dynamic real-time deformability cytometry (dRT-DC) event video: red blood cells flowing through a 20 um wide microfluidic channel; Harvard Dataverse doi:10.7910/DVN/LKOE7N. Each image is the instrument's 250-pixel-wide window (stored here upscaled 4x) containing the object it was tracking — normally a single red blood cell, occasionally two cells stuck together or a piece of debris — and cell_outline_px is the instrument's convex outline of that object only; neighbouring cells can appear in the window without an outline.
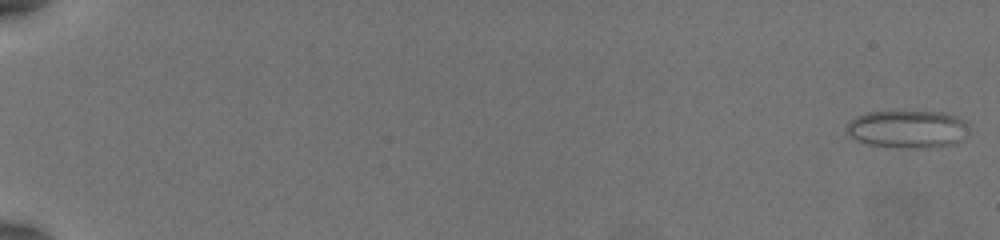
{"species": "common noctule bat (a hibernating species)", "species_latin": "Nyctalus noctula", "temperature_condition": "warm", "stored_images_in_passage": 56, "camera_frame_rate_fps": 3000, "um_per_image_px": 0.085, "animal": {"sex": "female", "body_mass_g": 19.5, "forearm_length_mm": 54.1}, "frame": {"image": 1, "passage_image": 1, "time_ms": 0.0, "image_size_px": [1000, 240], "cell_outline_px": [[968, 136], [964, 140], [956, 144], [936, 148], [896, 148], [868, 144], [856, 140], [848, 136], [844, 132], [848, 120], [856, 116], [868, 112], [944, 112], [956, 116], [964, 120], [968, 132]], "centroid_in_image_um": [77.14, 11.0], "position_along_channel_um": 7.9, "area_um2": 27.57}}
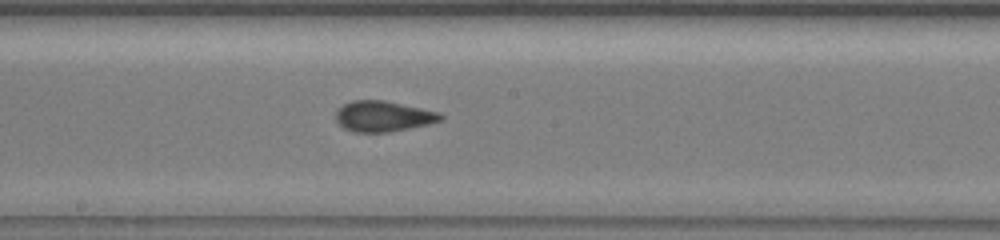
{"frame": {"image": 2, "passage_image": 34, "time_ms": 11.0, "image_size_px": [1000, 240], "cell_outline_px": [[444, 116], [440, 120], [428, 124], [388, 132], [352, 132], [344, 128], [336, 120], [336, 112], [344, 104], [352, 100], [384, 100], [440, 112]], "centroid_in_image_um": [32.56, 9.88], "position_along_channel_um": 215.6, "area_um2": 18.55}}
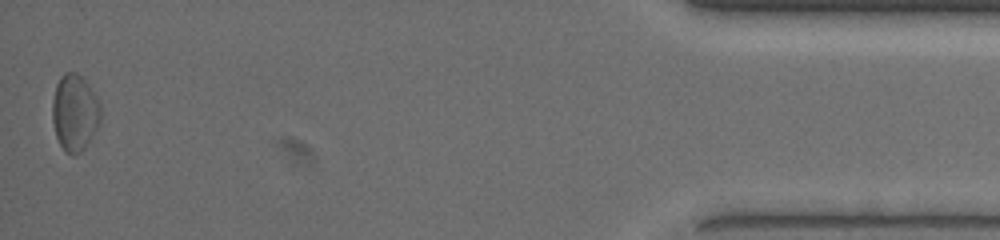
{"frame": {"image": 3, "passage_image": 56, "time_ms": 18.333, "image_size_px": [1000, 240], "cell_outline_px": [[100, 120], [96, 128], [84, 148], [76, 156], [72, 156], [64, 152], [56, 136], [52, 120], [52, 100], [56, 84], [60, 76], [64, 72], [76, 72], [84, 80], [100, 100]], "centroid_in_image_um": [6.33, 9.57], "position_along_channel_um": 428.9, "area_um2": 21.62}, "authors_computed_cell_mechanics": {"area_um2": 18.6983, "velocity_mm_per_s": 3.9126, "shape_relaxation_time_tau1_ms": null, "shape_relaxation_time_tau2_ms": 1.2374, "deformation_change_tau1": null, "deformation_change_tau2": 0.084}}